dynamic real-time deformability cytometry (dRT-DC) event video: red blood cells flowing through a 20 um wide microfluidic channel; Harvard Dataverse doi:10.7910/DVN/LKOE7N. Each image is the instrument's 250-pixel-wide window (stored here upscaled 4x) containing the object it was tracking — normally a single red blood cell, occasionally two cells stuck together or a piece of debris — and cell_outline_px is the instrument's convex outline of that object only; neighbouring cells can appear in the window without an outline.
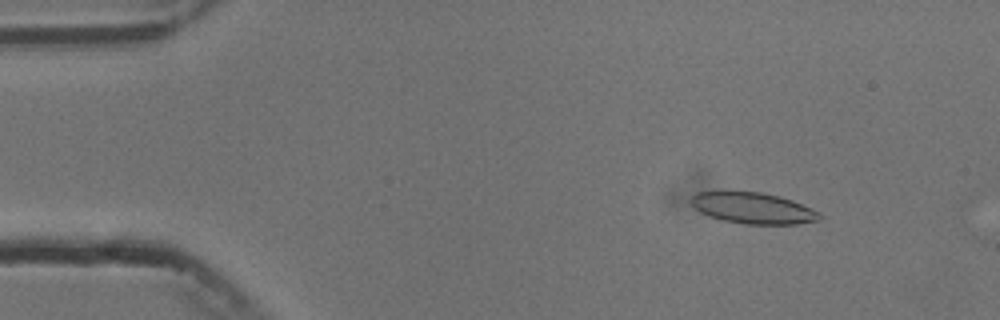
{"species": "common noctule bat (a hibernating species)", "species_latin": "Nyctalus noctula", "temperature_condition": "cold", "stored_images_in_passage": 7, "camera_frame_rate_fps": 3000, "um_per_image_px": 0.085, "animal": {"sex": "male", "body_mass_g": 13.3}, "frame": {"image": 1, "passage_image": 3, "time_ms": 2.0, "image_size_px": [1000, 320], "cell_outline_px": [[820, 220], [796, 224], [744, 224], [724, 220], [708, 216], [700, 212], [692, 204], [692, 196], [696, 192], [724, 188], [760, 192], [780, 196], [792, 200], [812, 208], [820, 212]], "centroid_in_image_um": [63.95, 17.64], "position_along_channel_um": 21.0, "area_um2": 24.04}}
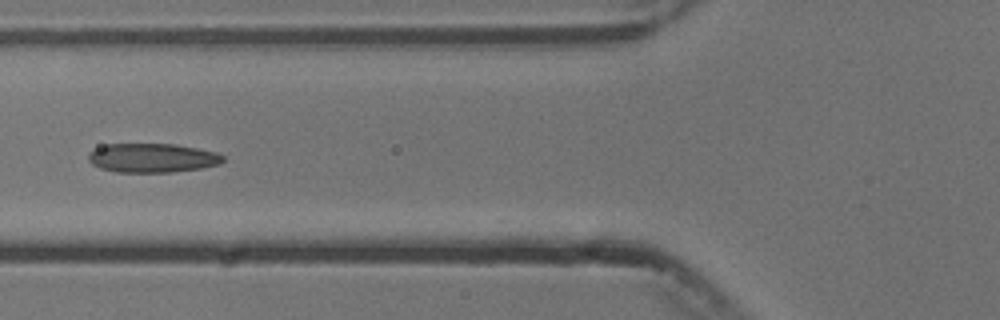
{"frame": {"image": 2, "passage_image": 7, "time_ms": 6.667, "image_size_px": [1000, 320], "cell_outline_px": [[224, 160], [220, 164], [200, 168], [172, 172], [116, 172], [100, 168], [92, 164], [88, 160], [88, 152], [104, 144], [176, 144], [216, 152], [224, 156]], "centroid_in_image_um": [12.92, 13.42], "position_along_channel_um": 112.9, "area_um2": 22.89}}